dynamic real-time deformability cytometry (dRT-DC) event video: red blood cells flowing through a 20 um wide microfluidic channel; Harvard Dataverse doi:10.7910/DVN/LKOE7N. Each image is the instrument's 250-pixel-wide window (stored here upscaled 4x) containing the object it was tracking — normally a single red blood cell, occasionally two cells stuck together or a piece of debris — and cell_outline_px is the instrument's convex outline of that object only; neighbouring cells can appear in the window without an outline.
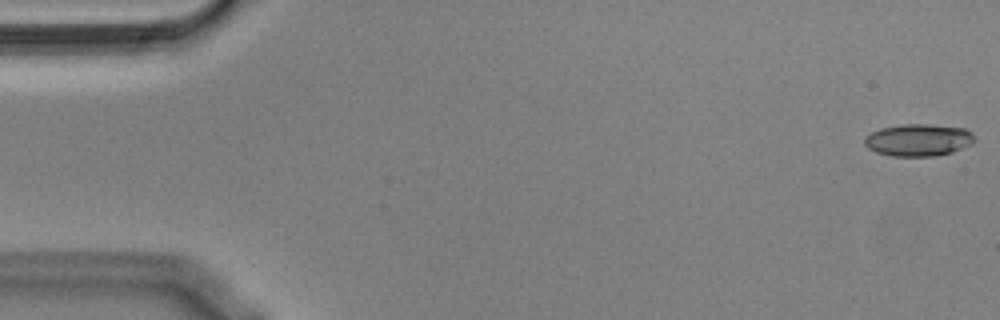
{"species": "Egyptian fruit bat (a non-hibernating species)", "species_latin": "Rousettus aegyptiacus", "temperature_condition": "cold", "stored_images_in_passage": 56, "camera_frame_rate_fps": 3000, "um_per_image_px": 0.085, "animal": {"sex": "male"}, "frame": {"image": 1, "passage_image": 1, "time_ms": 0.0, "image_size_px": [1000, 320], "cell_outline_px": [[976, 140], [972, 144], [952, 152], [936, 156], [892, 156], [876, 152], [868, 148], [864, 144], [864, 136], [880, 128], [904, 124], [928, 124], [964, 128], [972, 132]], "centroid_in_image_um": [78.07, 11.9], "position_along_channel_um": 6.9, "area_um2": 20.75}}
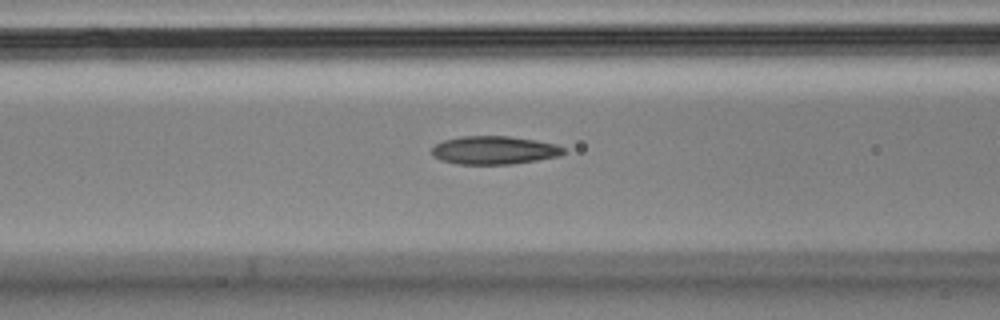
{"frame": {"image": 2, "passage_image": 22, "time_ms": 7.0, "image_size_px": [1000, 320], "cell_outline_px": [[564, 152], [560, 156], [512, 164], [456, 164], [440, 160], [432, 156], [432, 148], [436, 144], [444, 140], [460, 136], [508, 136], [536, 140], [556, 144], [564, 148]], "centroid_in_image_um": [41.98, 12.77], "position_along_channel_um": 124.6, "area_um2": 21.73}}
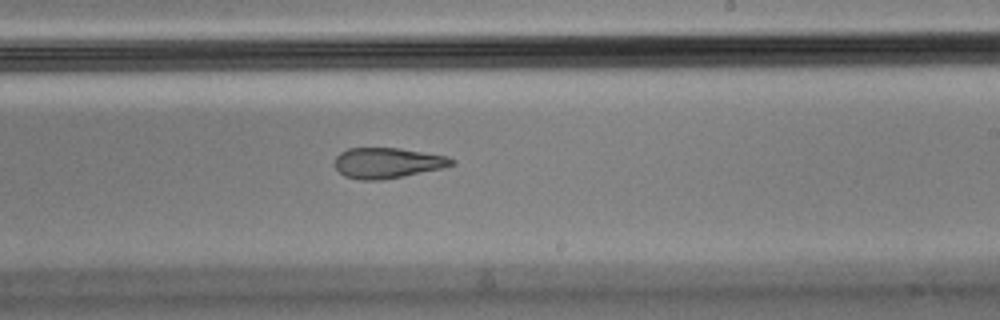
{"frame": {"image": 3, "passage_image": 33, "time_ms": 10.667, "image_size_px": [1000, 320], "cell_outline_px": [[456, 164], [440, 168], [404, 176], [380, 180], [360, 180], [344, 176], [336, 168], [336, 156], [340, 152], [348, 148], [400, 148], [448, 156], [456, 160]], "centroid_in_image_um": [32.95, 13.84], "position_along_channel_um": 256.1, "area_um2": 20.75}, "authors_computed_cell_mechanics": {"area_um2": 21.6172, "velocity_mm_per_s": 3.587, "shape_relaxation_time_tau1_ms": null, "shape_relaxation_time_tau2_ms": 4.8299, "deformation_change_tau1": null, "deformation_change_tau2": 0.1544}}